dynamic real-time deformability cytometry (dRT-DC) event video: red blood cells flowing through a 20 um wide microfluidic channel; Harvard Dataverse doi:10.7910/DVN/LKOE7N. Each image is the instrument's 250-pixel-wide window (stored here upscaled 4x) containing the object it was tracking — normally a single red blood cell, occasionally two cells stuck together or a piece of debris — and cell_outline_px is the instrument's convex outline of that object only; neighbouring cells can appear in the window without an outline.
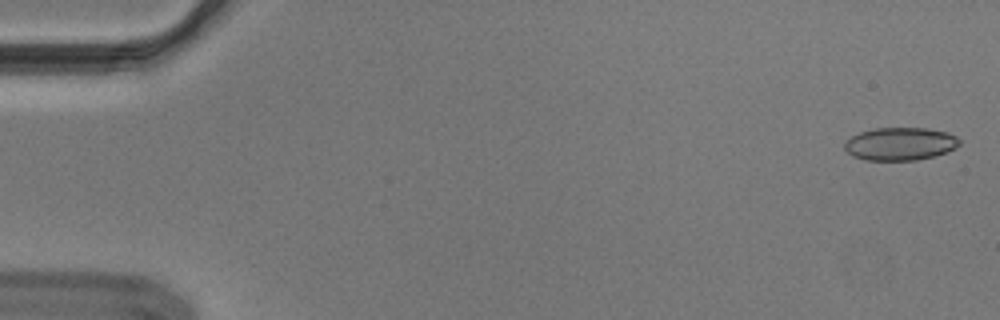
{"species": "Egyptian fruit bat (a non-hibernating species)", "species_latin": "Rousettus aegyptiacus", "temperature_condition": "cold", "stored_images_in_passage": 55, "camera_frame_rate_fps": 3000, "um_per_image_px": 0.085, "animal": {"sex": "male"}, "frame": {"image": 1, "passage_image": 2, "time_ms": 0.333, "image_size_px": [1000, 320], "cell_outline_px": [[960, 144], [956, 148], [932, 156], [916, 160], [864, 160], [852, 156], [844, 148], [844, 144], [852, 136], [860, 132], [876, 128], [928, 128], [948, 132], [956, 136], [960, 140]], "centroid_in_image_um": [76.52, 12.22], "position_along_channel_um": 8.5, "area_um2": 21.96}}
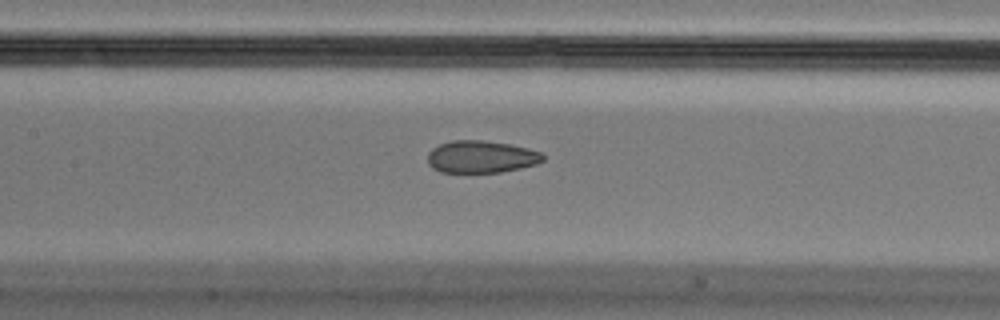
{"frame": {"image": 2, "passage_image": 26, "time_ms": 8.333, "image_size_px": [1000, 320], "cell_outline_px": [[544, 160], [536, 164], [520, 168], [500, 172], [440, 172], [432, 168], [428, 164], [428, 152], [432, 148], [440, 144], [452, 140], [484, 140], [512, 144], [528, 148], [540, 152], [544, 156]], "centroid_in_image_um": [40.89, 13.32], "position_along_channel_um": 166.5, "area_um2": 21.79}}
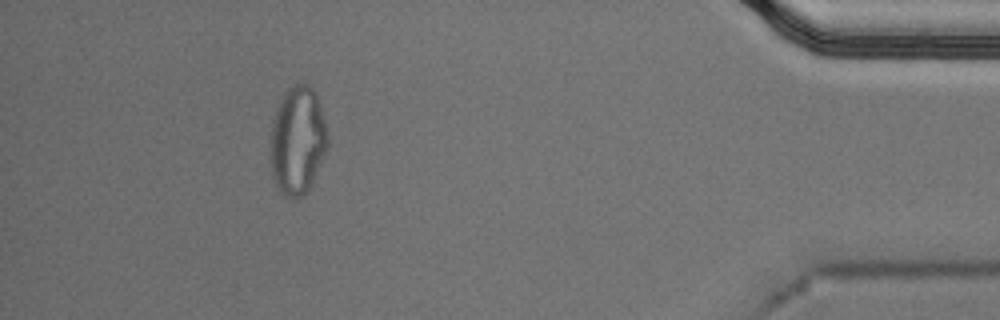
{"frame": {"image": 3, "passage_image": 50, "time_ms": 16.333, "image_size_px": [1000, 320], "cell_outline_px": [[328, 148], [304, 196], [296, 200], [292, 200], [280, 192], [272, 176], [272, 120], [280, 100], [284, 92], [292, 84], [300, 80], [308, 84], [316, 92], [320, 104], [328, 136]], "centroid_in_image_um": [25.31, 11.9], "position_along_channel_um": 409.9, "area_um2": 36.13}, "authors_computed_cell_mechanics": {"area_um2": 23.12, "velocity_mm_per_s": 3.6898, "shape_relaxation_time_tau1_ms": null, "shape_relaxation_time_tau2_ms": 1.3557, "deformation_change_tau1": null, "deformation_change_tau2": 0.0614}}